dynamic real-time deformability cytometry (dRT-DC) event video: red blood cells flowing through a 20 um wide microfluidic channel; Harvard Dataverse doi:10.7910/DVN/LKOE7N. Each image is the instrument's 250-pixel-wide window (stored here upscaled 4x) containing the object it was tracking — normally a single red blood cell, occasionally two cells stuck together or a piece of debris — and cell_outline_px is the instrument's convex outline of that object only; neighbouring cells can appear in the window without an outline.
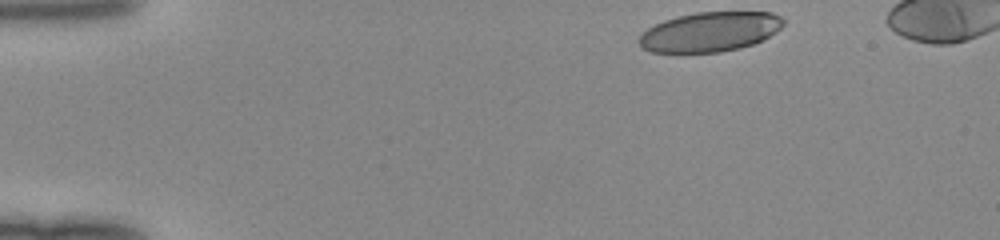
{"species": "human", "species_latin": "Homo sapiens", "temperature_condition": "room temperature", "stored_images_in_passage": 41, "camera_frame_rate_fps": 3000, "um_per_image_px": 0.085, "donor": {"sex": "female"}, "frame": {"image": 1, "passage_image": 1, "time_ms": 0.0, "image_size_px": [1000, 240], "cell_outline_px": [[784, 24], [776, 32], [764, 40], [740, 48], [720, 52], [652, 52], [640, 48], [640, 36], [648, 28], [664, 20], [696, 12], [772, 12], [780, 16], [784, 20]], "centroid_in_image_um": [60.38, 2.7], "position_along_channel_um": 24.6, "area_um2": 33.23}}
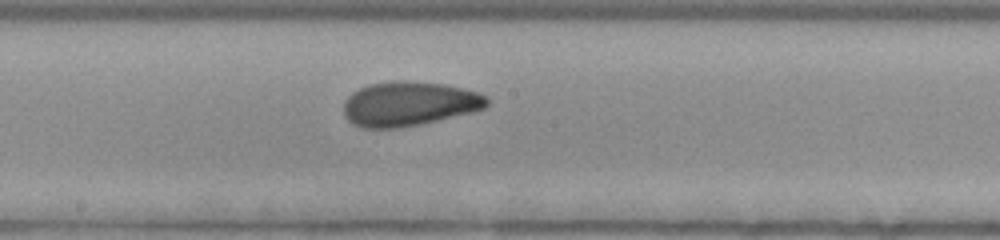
{"frame": {"image": 2, "passage_image": 21, "time_ms": 6.667, "image_size_px": [1000, 240], "cell_outline_px": [[488, 104], [484, 108], [472, 112], [420, 124], [400, 128], [360, 128], [352, 124], [344, 116], [344, 100], [352, 92], [368, 84], [392, 80], [404, 80], [444, 84], [480, 92], [488, 96]], "centroid_in_image_um": [34.75, 8.82], "position_along_channel_um": 213.5, "area_um2": 37.45}}
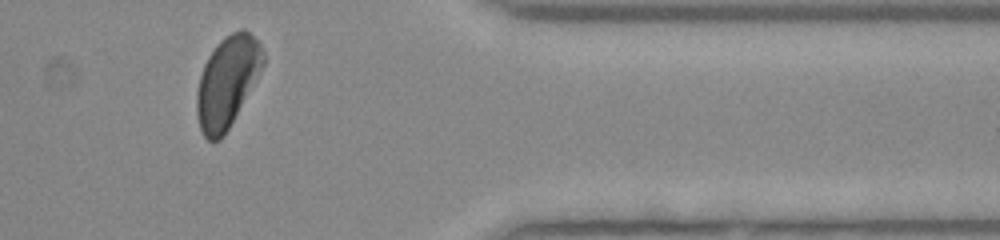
{"frame": {"image": 3, "passage_image": 35, "time_ms": 11.333, "image_size_px": [1000, 240], "cell_outline_px": [[264, 64], [256, 80], [224, 136], [220, 140], [208, 140], [204, 136], [200, 128], [196, 116], [196, 92], [200, 76], [204, 64], [208, 56], [216, 44], [220, 40], [232, 32], [244, 28], [260, 44], [264, 52]], "centroid_in_image_um": [19.3, 6.96], "position_along_channel_um": 392.1, "area_um2": 35.03}}